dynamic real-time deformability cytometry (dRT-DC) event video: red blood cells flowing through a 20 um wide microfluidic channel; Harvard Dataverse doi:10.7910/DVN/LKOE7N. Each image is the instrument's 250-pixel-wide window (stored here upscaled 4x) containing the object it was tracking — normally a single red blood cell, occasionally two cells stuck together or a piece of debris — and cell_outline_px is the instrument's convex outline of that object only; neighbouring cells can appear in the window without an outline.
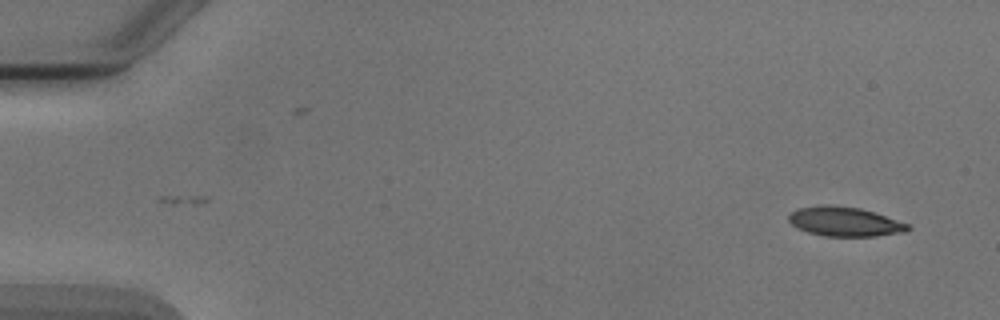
{"species": "Egyptian fruit bat (a non-hibernating species)", "species_latin": "Rousettus aegyptiacus", "temperature_condition": "cold", "stored_images_in_passage": 3, "camera_frame_rate_fps": 3000, "um_per_image_px": 0.085, "animal": {"sex": "male"}, "frame": {"image": 1, "passage_image": 3, "time_ms": 2.667, "image_size_px": [1000, 320], "cell_outline_px": [[912, 228], [908, 232], [876, 236], [824, 236], [808, 232], [796, 228], [788, 220], [788, 216], [796, 208], [820, 204], [832, 204], [860, 208], [908, 224]], "centroid_in_image_um": [71.77, 18.83], "position_along_channel_um": 13.2, "area_um2": 20.58}}